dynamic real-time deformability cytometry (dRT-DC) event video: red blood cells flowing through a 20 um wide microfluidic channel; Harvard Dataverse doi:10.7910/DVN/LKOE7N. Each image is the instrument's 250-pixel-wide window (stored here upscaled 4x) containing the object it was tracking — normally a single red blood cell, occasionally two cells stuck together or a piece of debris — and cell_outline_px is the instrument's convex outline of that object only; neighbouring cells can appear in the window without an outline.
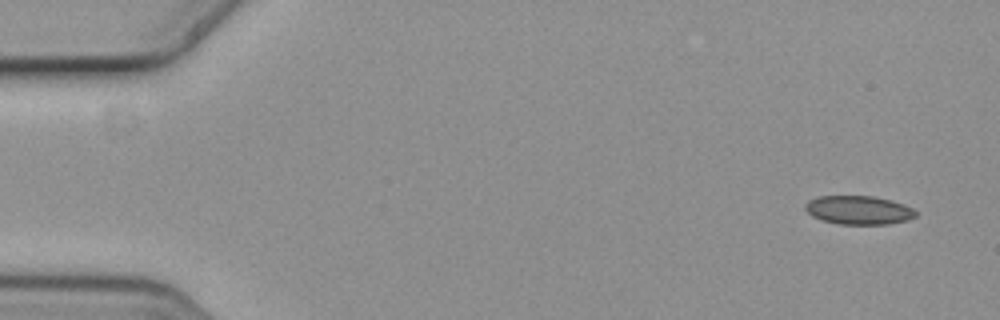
{"species": "common noctule bat (a hibernating species)", "species_latin": "Nyctalus noctula", "temperature_condition": "cold", "stored_images_in_passage": 4, "camera_frame_rate_fps": 3000, "um_per_image_px": 0.085, "animal": {"sex": "female", "body_mass_g": 19.3, "forearm_length_mm": 54.1}, "frame": {"image": 1, "passage_image": 1, "time_ms": 0.0, "image_size_px": [1000, 320], "cell_outline_px": [[916, 216], [908, 220], [888, 224], [840, 224], [820, 220], [812, 216], [804, 208], [804, 204], [808, 200], [820, 196], [872, 196], [892, 200], [904, 204], [912, 208], [916, 212]], "centroid_in_image_um": [72.97, 17.86], "position_along_channel_um": 12.0, "area_um2": 18.55}}
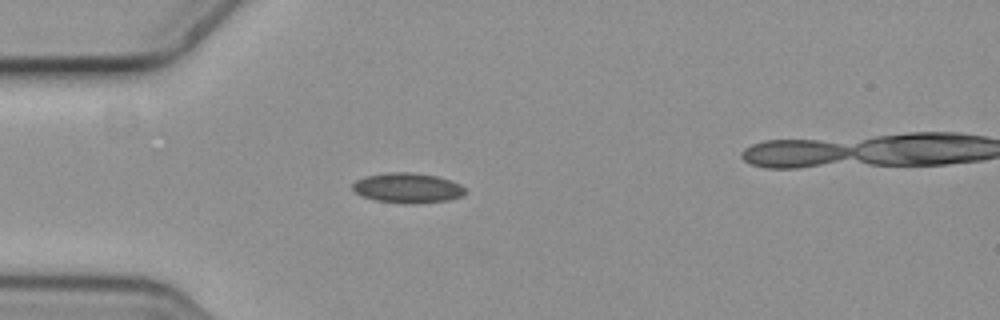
{"frame": {"image": 2, "passage_image": 3, "time_ms": 0.667, "image_size_px": [1000, 320], "cell_outline_px": [[468, 192], [464, 196], [448, 200], [412, 204], [404, 204], [376, 200], [360, 196], [352, 188], [352, 184], [356, 180], [364, 176], [388, 172], [412, 172], [436, 176], [460, 184]], "centroid_in_image_um": [34.64, 15.98], "position_along_channel_um": 50.4, "area_um2": 19.88}}